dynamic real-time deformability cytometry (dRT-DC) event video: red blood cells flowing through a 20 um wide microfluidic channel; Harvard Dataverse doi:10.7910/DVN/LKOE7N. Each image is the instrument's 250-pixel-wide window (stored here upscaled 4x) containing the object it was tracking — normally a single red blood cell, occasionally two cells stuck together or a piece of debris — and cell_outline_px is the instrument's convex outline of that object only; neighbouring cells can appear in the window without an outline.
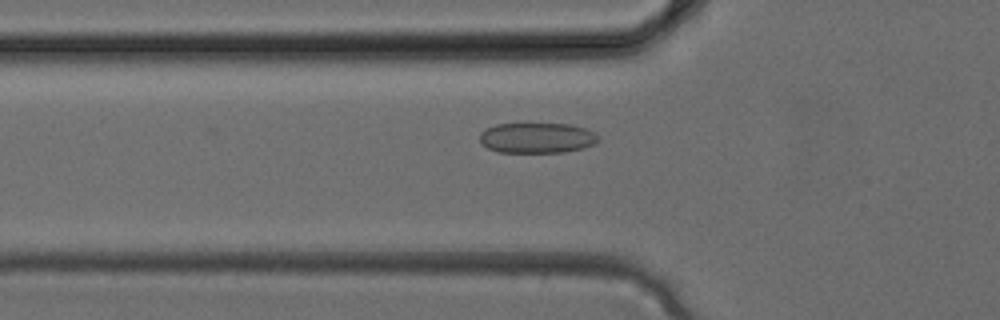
{"species": "common noctule bat (a hibernating species)", "species_latin": "Nyctalus noctula", "temperature_condition": "cold", "stored_images_in_passage": 35, "camera_frame_rate_fps": 3000, "um_per_image_px": 0.085, "animal": {"sex": "female", "body_mass_g": 24.6, "forearm_length_mm": 56.2}, "frame": {"image": 1, "passage_image": 12, "time_ms": 3.667, "image_size_px": [1000, 320], "cell_outline_px": [[600, 140], [596, 144], [584, 148], [564, 152], [500, 152], [488, 148], [480, 144], [480, 132], [496, 124], [568, 124], [584, 128], [596, 132], [600, 136]], "centroid_in_image_um": [45.69, 11.72], "position_along_channel_um": 80.1, "area_um2": 21.15}}
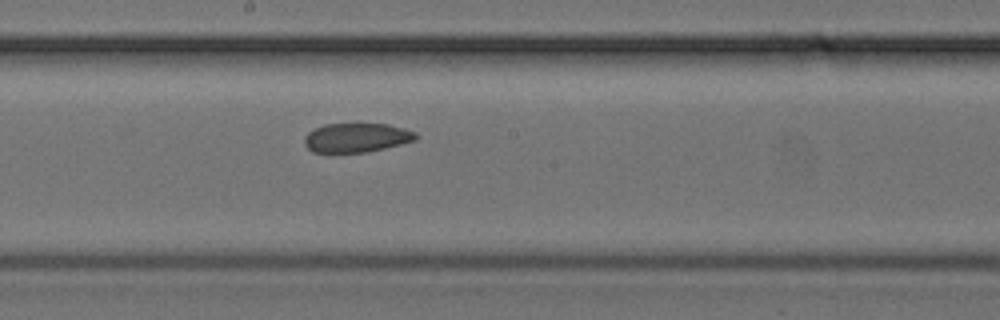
{"frame": {"image": 2, "passage_image": 19, "time_ms": 6.0, "image_size_px": [1000, 320], "cell_outline_px": [[416, 140], [368, 152], [312, 152], [304, 144], [304, 136], [308, 132], [324, 124], [356, 120], [388, 124], [404, 128], [416, 132]], "centroid_in_image_um": [30.29, 11.64], "position_along_channel_um": 217.9, "area_um2": 19.77}}
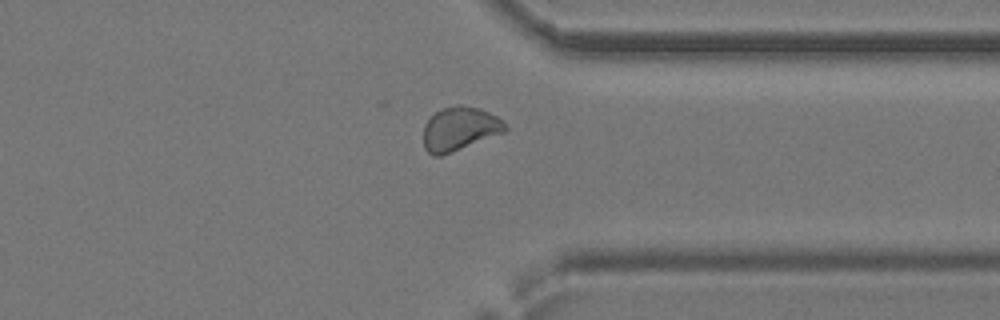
{"frame": {"image": 3, "passage_image": 27, "time_ms": 8.667, "image_size_px": [1000, 320], "cell_outline_px": [[508, 128], [504, 132], [452, 152], [440, 156], [432, 156], [424, 148], [424, 124], [436, 112], [444, 108], [456, 104], [460, 104], [480, 108], [496, 116]], "centroid_in_image_um": [39.04, 10.95], "position_along_channel_um": 372.4, "area_um2": 20.63}}